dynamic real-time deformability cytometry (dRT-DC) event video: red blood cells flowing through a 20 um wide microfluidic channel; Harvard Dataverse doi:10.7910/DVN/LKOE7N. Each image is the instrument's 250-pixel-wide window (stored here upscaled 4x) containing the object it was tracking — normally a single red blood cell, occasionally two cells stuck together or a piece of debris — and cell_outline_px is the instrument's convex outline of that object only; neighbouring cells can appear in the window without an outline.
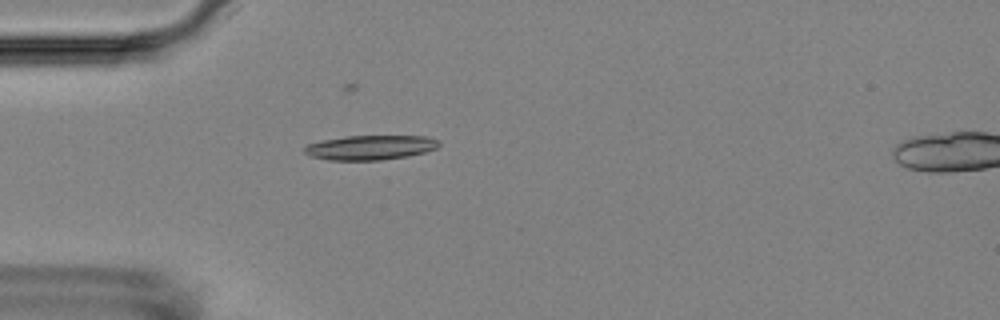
{"species": "Egyptian fruit bat (a non-hibernating species)", "species_latin": "Rousettus aegyptiacus", "temperature_condition": "room temperature", "stored_images_in_passage": 26, "camera_frame_rate_fps": 3000, "um_per_image_px": 0.085, "animal": {"sex": "female"}, "frame": {"image": 1, "passage_image": 2, "time_ms": 0.333, "image_size_px": [1000, 320], "cell_outline_px": [[440, 144], [436, 148], [424, 152], [408, 156], [380, 160], [328, 160], [308, 156], [304, 152], [304, 148], [308, 144], [324, 140], [344, 136], [424, 136], [440, 140]], "centroid_in_image_um": [31.46, 12.54], "position_along_channel_um": 53.5, "area_um2": 19.25}}
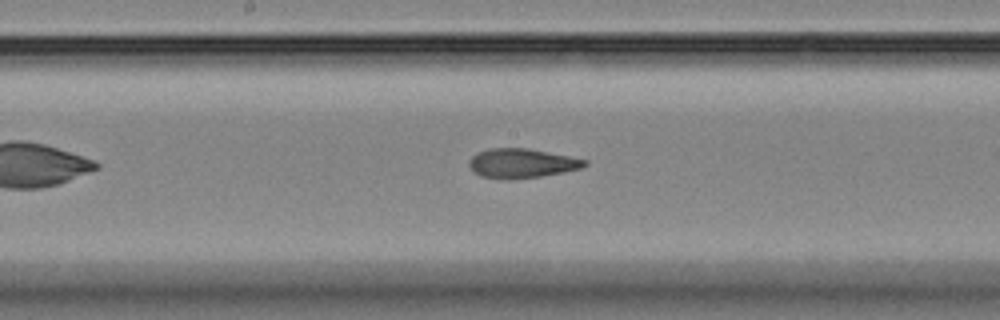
{"frame": {"image": 2, "passage_image": 11, "time_ms": 3.333, "image_size_px": [1000, 320], "cell_outline_px": [[588, 164], [580, 168], [540, 176], [508, 180], [500, 180], [480, 176], [472, 172], [468, 164], [468, 160], [476, 152], [488, 148], [528, 148], [588, 160]], "centroid_in_image_um": [44.25, 13.88], "position_along_channel_um": 203.9, "area_um2": 19.94}}
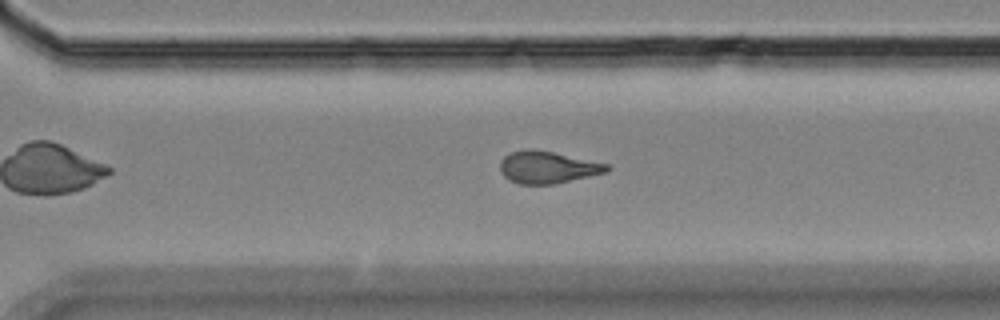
{"frame": {"image": 3, "passage_image": 21, "time_ms": 6.667, "image_size_px": [1000, 320], "cell_outline_px": [[608, 172], [552, 184], [520, 184], [508, 180], [500, 172], [500, 160], [508, 152], [524, 148], [532, 148], [552, 152], [608, 164]], "centroid_in_image_um": [46.46, 14.2], "position_along_channel_um": 324.1, "area_um2": 20.0}}